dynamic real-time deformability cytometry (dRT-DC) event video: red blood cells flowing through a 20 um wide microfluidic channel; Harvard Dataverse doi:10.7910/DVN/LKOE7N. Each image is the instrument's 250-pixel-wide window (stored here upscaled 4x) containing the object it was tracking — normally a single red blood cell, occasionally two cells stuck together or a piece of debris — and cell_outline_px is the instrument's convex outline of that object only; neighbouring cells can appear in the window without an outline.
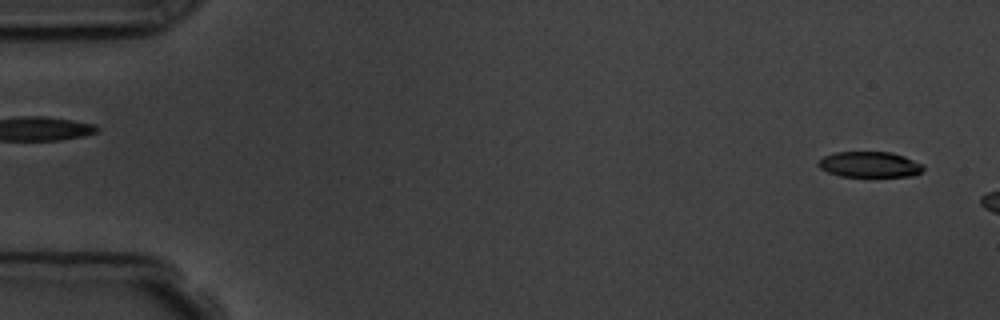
{"species": "common noctule bat (a hibernating species)", "species_latin": "Nyctalus noctula", "temperature_condition": "room temperature", "stored_images_in_passage": 6, "segment_of_instrument_passage": [2, 2], "camera_frame_rate_fps": 3000, "um_per_image_px": 0.085, "animal": {"sex": "male", "body_mass_g": 19.5, "forearm_length_mm": 54.6}, "frame": {"image": 1, "passage_image": 6, "time_ms": 5.667, "image_size_px": [1000, 320], "cell_outline_px": [[924, 168], [920, 172], [912, 176], [840, 176], [828, 172], [820, 168], [816, 164], [824, 156], [836, 152], [892, 152], [904, 156], [924, 164]], "centroid_in_image_um": [73.93, 13.97], "position_along_channel_um": 11.1, "area_um2": 15.66}}